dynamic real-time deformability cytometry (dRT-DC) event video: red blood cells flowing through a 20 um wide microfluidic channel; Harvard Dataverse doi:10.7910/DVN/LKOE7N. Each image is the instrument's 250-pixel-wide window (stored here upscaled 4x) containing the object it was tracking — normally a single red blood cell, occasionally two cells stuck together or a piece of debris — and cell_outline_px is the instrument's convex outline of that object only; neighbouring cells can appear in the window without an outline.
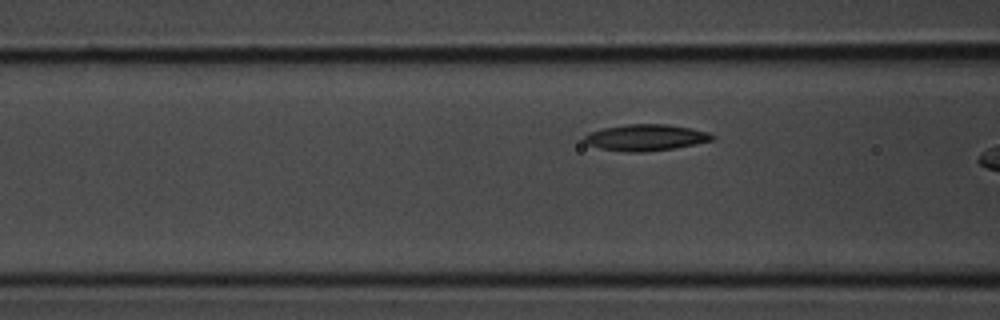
{"species": "common noctule bat (a hibernating species)", "species_latin": "Nyctalus noctula", "temperature_condition": "room temperature", "stored_images_in_passage": 4, "camera_frame_rate_fps": 3000, "um_per_image_px": 0.085, "animal": {"sex": "male", "body_mass_g": 20.1, "forearm_length_mm": 53.5}, "frame": {"image": 1, "passage_image": 4, "time_ms": 1.0, "image_size_px": [1000, 320], "cell_outline_px": [[716, 136], [712, 140], [696, 144], [672, 148], [640, 152], [628, 152], [600, 148], [588, 144], [584, 140], [584, 136], [588, 132], [604, 128], [628, 124], [668, 124], [692, 128], [708, 132]], "centroid_in_image_um": [54.9, 11.68], "position_along_channel_um": 111.7, "area_um2": 19.48}}